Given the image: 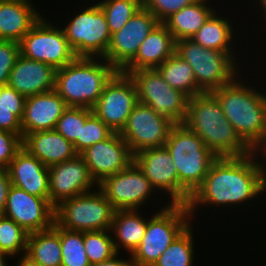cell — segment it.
Wrapping results in <instances>:
<instances>
[{
	"instance_id": "8d00e7d4",
	"label": "cell",
	"mask_w": 266,
	"mask_h": 266,
	"mask_svg": "<svg viewBox=\"0 0 266 266\" xmlns=\"http://www.w3.org/2000/svg\"><path fill=\"white\" fill-rule=\"evenodd\" d=\"M113 132L100 118L92 113L85 123H81L80 138H77V153L80 154L95 143L106 140Z\"/></svg>"
},
{
	"instance_id": "484cf974",
	"label": "cell",
	"mask_w": 266,
	"mask_h": 266,
	"mask_svg": "<svg viewBox=\"0 0 266 266\" xmlns=\"http://www.w3.org/2000/svg\"><path fill=\"white\" fill-rule=\"evenodd\" d=\"M138 211L139 209L115 211L110 231L115 236L113 243L117 253L124 248L128 254H132L141 243L147 229L148 218L146 220Z\"/></svg>"
},
{
	"instance_id": "6da1fadb",
	"label": "cell",
	"mask_w": 266,
	"mask_h": 266,
	"mask_svg": "<svg viewBox=\"0 0 266 266\" xmlns=\"http://www.w3.org/2000/svg\"><path fill=\"white\" fill-rule=\"evenodd\" d=\"M257 156L252 151L241 157L217 158L187 204L191 219L194 220L197 206H236L265 194L266 165Z\"/></svg>"
},
{
	"instance_id": "ffe728a7",
	"label": "cell",
	"mask_w": 266,
	"mask_h": 266,
	"mask_svg": "<svg viewBox=\"0 0 266 266\" xmlns=\"http://www.w3.org/2000/svg\"><path fill=\"white\" fill-rule=\"evenodd\" d=\"M67 107L55 90L26 97L21 120L22 138L36 131L55 130Z\"/></svg>"
},
{
	"instance_id": "9a60e30c",
	"label": "cell",
	"mask_w": 266,
	"mask_h": 266,
	"mask_svg": "<svg viewBox=\"0 0 266 266\" xmlns=\"http://www.w3.org/2000/svg\"><path fill=\"white\" fill-rule=\"evenodd\" d=\"M98 187L116 210H140L155 192L134 161L124 170L106 177Z\"/></svg>"
},
{
	"instance_id": "d4e9b609",
	"label": "cell",
	"mask_w": 266,
	"mask_h": 266,
	"mask_svg": "<svg viewBox=\"0 0 266 266\" xmlns=\"http://www.w3.org/2000/svg\"><path fill=\"white\" fill-rule=\"evenodd\" d=\"M176 50L172 33L164 23H159L141 43L134 59L122 71L157 68Z\"/></svg>"
},
{
	"instance_id": "4316f807",
	"label": "cell",
	"mask_w": 266,
	"mask_h": 266,
	"mask_svg": "<svg viewBox=\"0 0 266 266\" xmlns=\"http://www.w3.org/2000/svg\"><path fill=\"white\" fill-rule=\"evenodd\" d=\"M210 0H197L173 13L163 23L172 33L176 41L191 39L204 23L216 12L209 3Z\"/></svg>"
},
{
	"instance_id": "1f68e13d",
	"label": "cell",
	"mask_w": 266,
	"mask_h": 266,
	"mask_svg": "<svg viewBox=\"0 0 266 266\" xmlns=\"http://www.w3.org/2000/svg\"><path fill=\"white\" fill-rule=\"evenodd\" d=\"M97 3L105 14L111 34L120 30L142 8V0H103Z\"/></svg>"
},
{
	"instance_id": "ba28073f",
	"label": "cell",
	"mask_w": 266,
	"mask_h": 266,
	"mask_svg": "<svg viewBox=\"0 0 266 266\" xmlns=\"http://www.w3.org/2000/svg\"><path fill=\"white\" fill-rule=\"evenodd\" d=\"M86 192L62 201L55 207L54 222L69 231L110 230L116 209L103 191Z\"/></svg>"
},
{
	"instance_id": "30bf717a",
	"label": "cell",
	"mask_w": 266,
	"mask_h": 266,
	"mask_svg": "<svg viewBox=\"0 0 266 266\" xmlns=\"http://www.w3.org/2000/svg\"><path fill=\"white\" fill-rule=\"evenodd\" d=\"M63 31L77 57L104 58L111 41L105 14L96 2L84 7Z\"/></svg>"
},
{
	"instance_id": "52a82bcc",
	"label": "cell",
	"mask_w": 266,
	"mask_h": 266,
	"mask_svg": "<svg viewBox=\"0 0 266 266\" xmlns=\"http://www.w3.org/2000/svg\"><path fill=\"white\" fill-rule=\"evenodd\" d=\"M157 212L148 219L145 235L131 254L134 266H153L191 221L187 205L167 204Z\"/></svg>"
},
{
	"instance_id": "277c9868",
	"label": "cell",
	"mask_w": 266,
	"mask_h": 266,
	"mask_svg": "<svg viewBox=\"0 0 266 266\" xmlns=\"http://www.w3.org/2000/svg\"><path fill=\"white\" fill-rule=\"evenodd\" d=\"M117 72L104 58L77 57L56 69L54 90L67 106L92 109Z\"/></svg>"
},
{
	"instance_id": "83f0119b",
	"label": "cell",
	"mask_w": 266,
	"mask_h": 266,
	"mask_svg": "<svg viewBox=\"0 0 266 266\" xmlns=\"http://www.w3.org/2000/svg\"><path fill=\"white\" fill-rule=\"evenodd\" d=\"M25 254L41 266H61L60 227L54 222L50 229L30 233Z\"/></svg>"
},
{
	"instance_id": "d590c367",
	"label": "cell",
	"mask_w": 266,
	"mask_h": 266,
	"mask_svg": "<svg viewBox=\"0 0 266 266\" xmlns=\"http://www.w3.org/2000/svg\"><path fill=\"white\" fill-rule=\"evenodd\" d=\"M92 113V109L89 108L68 106L58 119L55 130L74 145L76 152L77 138H80L81 123H85Z\"/></svg>"
},
{
	"instance_id": "4dcf8cb0",
	"label": "cell",
	"mask_w": 266,
	"mask_h": 266,
	"mask_svg": "<svg viewBox=\"0 0 266 266\" xmlns=\"http://www.w3.org/2000/svg\"><path fill=\"white\" fill-rule=\"evenodd\" d=\"M192 232L190 223L166 248L153 266H193L195 245Z\"/></svg>"
},
{
	"instance_id": "7dc6e473",
	"label": "cell",
	"mask_w": 266,
	"mask_h": 266,
	"mask_svg": "<svg viewBox=\"0 0 266 266\" xmlns=\"http://www.w3.org/2000/svg\"><path fill=\"white\" fill-rule=\"evenodd\" d=\"M6 257L10 259L11 256L5 252L0 251V266H8L5 259Z\"/></svg>"
},
{
	"instance_id": "8992f818",
	"label": "cell",
	"mask_w": 266,
	"mask_h": 266,
	"mask_svg": "<svg viewBox=\"0 0 266 266\" xmlns=\"http://www.w3.org/2000/svg\"><path fill=\"white\" fill-rule=\"evenodd\" d=\"M175 52L192 67L197 86L203 93L228 85L240 75L235 53L206 49L192 39L176 41Z\"/></svg>"
},
{
	"instance_id": "e575fe53",
	"label": "cell",
	"mask_w": 266,
	"mask_h": 266,
	"mask_svg": "<svg viewBox=\"0 0 266 266\" xmlns=\"http://www.w3.org/2000/svg\"><path fill=\"white\" fill-rule=\"evenodd\" d=\"M28 235L29 233L12 219L0 215V251L11 257H15L21 251L25 254Z\"/></svg>"
},
{
	"instance_id": "f35d334b",
	"label": "cell",
	"mask_w": 266,
	"mask_h": 266,
	"mask_svg": "<svg viewBox=\"0 0 266 266\" xmlns=\"http://www.w3.org/2000/svg\"><path fill=\"white\" fill-rule=\"evenodd\" d=\"M20 55V43L0 40V86L7 85L9 73Z\"/></svg>"
},
{
	"instance_id": "60d3db41",
	"label": "cell",
	"mask_w": 266,
	"mask_h": 266,
	"mask_svg": "<svg viewBox=\"0 0 266 266\" xmlns=\"http://www.w3.org/2000/svg\"><path fill=\"white\" fill-rule=\"evenodd\" d=\"M24 109L0 108V130L22 136L21 120Z\"/></svg>"
},
{
	"instance_id": "2e32d148",
	"label": "cell",
	"mask_w": 266,
	"mask_h": 266,
	"mask_svg": "<svg viewBox=\"0 0 266 266\" xmlns=\"http://www.w3.org/2000/svg\"><path fill=\"white\" fill-rule=\"evenodd\" d=\"M160 22L145 8L139 9L111 41L104 59L117 71H122L136 56L141 43Z\"/></svg>"
},
{
	"instance_id": "5bb4252c",
	"label": "cell",
	"mask_w": 266,
	"mask_h": 266,
	"mask_svg": "<svg viewBox=\"0 0 266 266\" xmlns=\"http://www.w3.org/2000/svg\"><path fill=\"white\" fill-rule=\"evenodd\" d=\"M138 103L137 90L128 74L118 71L93 106V113L111 130L120 132Z\"/></svg>"
},
{
	"instance_id": "74e56055",
	"label": "cell",
	"mask_w": 266,
	"mask_h": 266,
	"mask_svg": "<svg viewBox=\"0 0 266 266\" xmlns=\"http://www.w3.org/2000/svg\"><path fill=\"white\" fill-rule=\"evenodd\" d=\"M197 0H142V7L150 11L159 22L163 23L173 13Z\"/></svg>"
},
{
	"instance_id": "d6986e66",
	"label": "cell",
	"mask_w": 266,
	"mask_h": 266,
	"mask_svg": "<svg viewBox=\"0 0 266 266\" xmlns=\"http://www.w3.org/2000/svg\"><path fill=\"white\" fill-rule=\"evenodd\" d=\"M48 169L49 201L54 208L62 201L90 192L97 184L79 154Z\"/></svg>"
},
{
	"instance_id": "c3c4849f",
	"label": "cell",
	"mask_w": 266,
	"mask_h": 266,
	"mask_svg": "<svg viewBox=\"0 0 266 266\" xmlns=\"http://www.w3.org/2000/svg\"><path fill=\"white\" fill-rule=\"evenodd\" d=\"M257 3H259L260 4V6L259 7H261V9L263 8V13H265V14H263V16L265 17L264 19L266 20V0H259L258 2H256V4Z\"/></svg>"
},
{
	"instance_id": "ac0fdd59",
	"label": "cell",
	"mask_w": 266,
	"mask_h": 266,
	"mask_svg": "<svg viewBox=\"0 0 266 266\" xmlns=\"http://www.w3.org/2000/svg\"><path fill=\"white\" fill-rule=\"evenodd\" d=\"M79 155L97 186L106 177L124 170L134 161V154L119 132H113L106 140L95 143Z\"/></svg>"
},
{
	"instance_id": "4fadbf2b",
	"label": "cell",
	"mask_w": 266,
	"mask_h": 266,
	"mask_svg": "<svg viewBox=\"0 0 266 266\" xmlns=\"http://www.w3.org/2000/svg\"><path fill=\"white\" fill-rule=\"evenodd\" d=\"M134 162L155 190L169 196V204H188L191 195L180 185L176 166L165 146L137 152L134 154Z\"/></svg>"
},
{
	"instance_id": "bcb514c9",
	"label": "cell",
	"mask_w": 266,
	"mask_h": 266,
	"mask_svg": "<svg viewBox=\"0 0 266 266\" xmlns=\"http://www.w3.org/2000/svg\"><path fill=\"white\" fill-rule=\"evenodd\" d=\"M261 150V151H260ZM254 152H256L259 155H266V133L264 135V139L263 142L254 150ZM262 152V153H261Z\"/></svg>"
},
{
	"instance_id": "ab89813d",
	"label": "cell",
	"mask_w": 266,
	"mask_h": 266,
	"mask_svg": "<svg viewBox=\"0 0 266 266\" xmlns=\"http://www.w3.org/2000/svg\"><path fill=\"white\" fill-rule=\"evenodd\" d=\"M22 148V136L0 130V168H7Z\"/></svg>"
},
{
	"instance_id": "5b68a950",
	"label": "cell",
	"mask_w": 266,
	"mask_h": 266,
	"mask_svg": "<svg viewBox=\"0 0 266 266\" xmlns=\"http://www.w3.org/2000/svg\"><path fill=\"white\" fill-rule=\"evenodd\" d=\"M165 147L176 166L180 185L192 196L218 157L184 123L173 126Z\"/></svg>"
},
{
	"instance_id": "ee69618b",
	"label": "cell",
	"mask_w": 266,
	"mask_h": 266,
	"mask_svg": "<svg viewBox=\"0 0 266 266\" xmlns=\"http://www.w3.org/2000/svg\"><path fill=\"white\" fill-rule=\"evenodd\" d=\"M128 256H130V258H128V260H125L121 257L119 258V253H117L112 258L100 263L93 264L91 266H134L131 254H128Z\"/></svg>"
},
{
	"instance_id": "f6af8a7d",
	"label": "cell",
	"mask_w": 266,
	"mask_h": 266,
	"mask_svg": "<svg viewBox=\"0 0 266 266\" xmlns=\"http://www.w3.org/2000/svg\"><path fill=\"white\" fill-rule=\"evenodd\" d=\"M17 264H18L17 266H41L39 263L32 260L26 254L21 255Z\"/></svg>"
},
{
	"instance_id": "44dd1931",
	"label": "cell",
	"mask_w": 266,
	"mask_h": 266,
	"mask_svg": "<svg viewBox=\"0 0 266 266\" xmlns=\"http://www.w3.org/2000/svg\"><path fill=\"white\" fill-rule=\"evenodd\" d=\"M55 73L52 65L20 54L9 73L7 85L25 97L37 95L54 90Z\"/></svg>"
},
{
	"instance_id": "8fae6325",
	"label": "cell",
	"mask_w": 266,
	"mask_h": 266,
	"mask_svg": "<svg viewBox=\"0 0 266 266\" xmlns=\"http://www.w3.org/2000/svg\"><path fill=\"white\" fill-rule=\"evenodd\" d=\"M50 22L52 21L42 16L23 36L20 54L59 69L74 61L77 56L69 45L63 29Z\"/></svg>"
},
{
	"instance_id": "9c48e42d",
	"label": "cell",
	"mask_w": 266,
	"mask_h": 266,
	"mask_svg": "<svg viewBox=\"0 0 266 266\" xmlns=\"http://www.w3.org/2000/svg\"><path fill=\"white\" fill-rule=\"evenodd\" d=\"M121 72L128 74L133 80L138 102L151 107L156 113L168 117L176 124L184 123L189 97L170 87L157 68Z\"/></svg>"
},
{
	"instance_id": "d6a6232c",
	"label": "cell",
	"mask_w": 266,
	"mask_h": 266,
	"mask_svg": "<svg viewBox=\"0 0 266 266\" xmlns=\"http://www.w3.org/2000/svg\"><path fill=\"white\" fill-rule=\"evenodd\" d=\"M110 230L83 232L84 249L91 265L106 261L117 254Z\"/></svg>"
},
{
	"instance_id": "836d02e7",
	"label": "cell",
	"mask_w": 266,
	"mask_h": 266,
	"mask_svg": "<svg viewBox=\"0 0 266 266\" xmlns=\"http://www.w3.org/2000/svg\"><path fill=\"white\" fill-rule=\"evenodd\" d=\"M61 266H91L84 249L83 232L60 227Z\"/></svg>"
},
{
	"instance_id": "603a6c76",
	"label": "cell",
	"mask_w": 266,
	"mask_h": 266,
	"mask_svg": "<svg viewBox=\"0 0 266 266\" xmlns=\"http://www.w3.org/2000/svg\"><path fill=\"white\" fill-rule=\"evenodd\" d=\"M22 147L46 167L75 158L74 145L56 130L36 131L22 138Z\"/></svg>"
},
{
	"instance_id": "7402d4cb",
	"label": "cell",
	"mask_w": 266,
	"mask_h": 266,
	"mask_svg": "<svg viewBox=\"0 0 266 266\" xmlns=\"http://www.w3.org/2000/svg\"><path fill=\"white\" fill-rule=\"evenodd\" d=\"M11 184L28 194L49 198V169L23 147L6 168Z\"/></svg>"
},
{
	"instance_id": "b9f144b4",
	"label": "cell",
	"mask_w": 266,
	"mask_h": 266,
	"mask_svg": "<svg viewBox=\"0 0 266 266\" xmlns=\"http://www.w3.org/2000/svg\"><path fill=\"white\" fill-rule=\"evenodd\" d=\"M26 97L14 88L4 85L0 86V108L24 109Z\"/></svg>"
},
{
	"instance_id": "7c38bea8",
	"label": "cell",
	"mask_w": 266,
	"mask_h": 266,
	"mask_svg": "<svg viewBox=\"0 0 266 266\" xmlns=\"http://www.w3.org/2000/svg\"><path fill=\"white\" fill-rule=\"evenodd\" d=\"M175 124L168 117L138 102L119 134L131 152L136 154L144 149L165 146Z\"/></svg>"
},
{
	"instance_id": "f1b7e54d",
	"label": "cell",
	"mask_w": 266,
	"mask_h": 266,
	"mask_svg": "<svg viewBox=\"0 0 266 266\" xmlns=\"http://www.w3.org/2000/svg\"><path fill=\"white\" fill-rule=\"evenodd\" d=\"M216 13L217 12L204 23L191 39L206 49L233 53L235 52V50L232 49L234 43H231V41L233 42V33L235 30L228 19L220 17V15Z\"/></svg>"
},
{
	"instance_id": "e0dca14e",
	"label": "cell",
	"mask_w": 266,
	"mask_h": 266,
	"mask_svg": "<svg viewBox=\"0 0 266 266\" xmlns=\"http://www.w3.org/2000/svg\"><path fill=\"white\" fill-rule=\"evenodd\" d=\"M3 215L30 234L53 226L55 208L49 198L30 195L25 190L11 185Z\"/></svg>"
},
{
	"instance_id": "3957f363",
	"label": "cell",
	"mask_w": 266,
	"mask_h": 266,
	"mask_svg": "<svg viewBox=\"0 0 266 266\" xmlns=\"http://www.w3.org/2000/svg\"><path fill=\"white\" fill-rule=\"evenodd\" d=\"M240 77L212 93L236 134L254 151L266 133V91H257L256 87L244 84Z\"/></svg>"
},
{
	"instance_id": "7a4b0ae2",
	"label": "cell",
	"mask_w": 266,
	"mask_h": 266,
	"mask_svg": "<svg viewBox=\"0 0 266 266\" xmlns=\"http://www.w3.org/2000/svg\"><path fill=\"white\" fill-rule=\"evenodd\" d=\"M184 124L194 131L218 158L241 157L252 152L236 134L212 92L189 98Z\"/></svg>"
},
{
	"instance_id": "f546056e",
	"label": "cell",
	"mask_w": 266,
	"mask_h": 266,
	"mask_svg": "<svg viewBox=\"0 0 266 266\" xmlns=\"http://www.w3.org/2000/svg\"><path fill=\"white\" fill-rule=\"evenodd\" d=\"M157 70L170 87L182 91L189 98L203 93L197 86L192 67L176 52L159 65Z\"/></svg>"
},
{
	"instance_id": "7bdbcfd3",
	"label": "cell",
	"mask_w": 266,
	"mask_h": 266,
	"mask_svg": "<svg viewBox=\"0 0 266 266\" xmlns=\"http://www.w3.org/2000/svg\"><path fill=\"white\" fill-rule=\"evenodd\" d=\"M11 185L8 170L6 168H0V215L4 214Z\"/></svg>"
},
{
	"instance_id": "cb8c5ba5",
	"label": "cell",
	"mask_w": 266,
	"mask_h": 266,
	"mask_svg": "<svg viewBox=\"0 0 266 266\" xmlns=\"http://www.w3.org/2000/svg\"><path fill=\"white\" fill-rule=\"evenodd\" d=\"M31 0H0V40L20 43L43 16Z\"/></svg>"
}]
</instances>
